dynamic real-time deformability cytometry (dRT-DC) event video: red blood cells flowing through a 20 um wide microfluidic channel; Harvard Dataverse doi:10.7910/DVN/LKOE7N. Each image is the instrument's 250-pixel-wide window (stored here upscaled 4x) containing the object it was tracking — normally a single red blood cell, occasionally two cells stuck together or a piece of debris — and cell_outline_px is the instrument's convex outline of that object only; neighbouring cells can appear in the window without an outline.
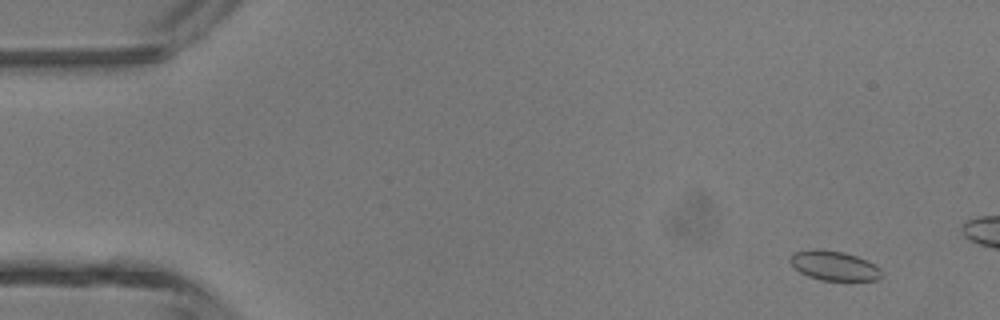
{"species": "common noctule bat (a hibernating species)", "species_latin": "Nyctalus noctula", "temperature_condition": "room temperature", "stored_images_in_passage": 12, "camera_frame_rate_fps": 3000, "um_per_image_px": 0.085, "animal": {"sex": "male", "body_mass_g": 13.3}, "frame": {"image": 1, "passage_image": 4, "time_ms": 1.0, "image_size_px": [1000, 320], "cell_outline_px": [[884, 272], [876, 280], [820, 280], [808, 276], [800, 272], [788, 260], [792, 252], [816, 248], [820, 248], [844, 252], [856, 256], [880, 268]], "centroid_in_image_um": [70.85, 22.56], "position_along_channel_um": 14.1, "area_um2": 15.72}}